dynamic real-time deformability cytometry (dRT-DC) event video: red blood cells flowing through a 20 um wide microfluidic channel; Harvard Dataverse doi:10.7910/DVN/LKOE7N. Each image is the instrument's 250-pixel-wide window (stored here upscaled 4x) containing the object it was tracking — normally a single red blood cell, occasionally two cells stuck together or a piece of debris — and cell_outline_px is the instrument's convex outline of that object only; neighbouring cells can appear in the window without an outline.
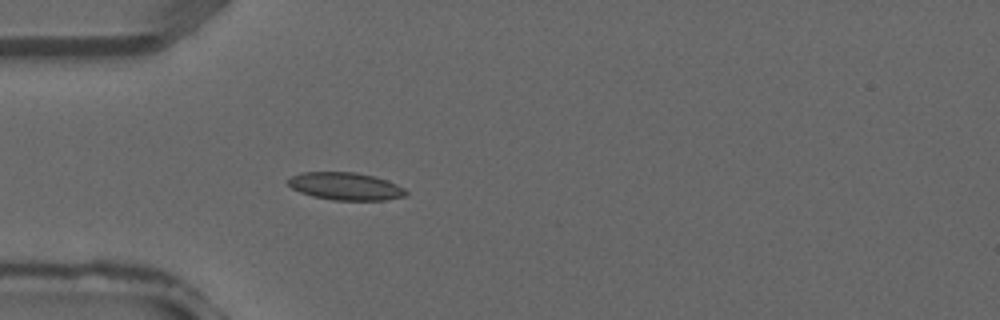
{"species": "common noctule bat (a hibernating species)", "species_latin": "Nyctalus noctula", "temperature_condition": "warm", "stored_images_in_passage": 37, "camera_frame_rate_fps": 3000, "um_per_image_px": 0.085, "animal": {"sex": "male", "forearm_length_mm": 52.5}, "frame": {"image": 1, "passage_image": 10, "time_ms": 3.0, "image_size_px": [1000, 320], "cell_outline_px": [[408, 192], [404, 196], [384, 200], [332, 200], [312, 196], [300, 192], [292, 188], [288, 184], [288, 180], [292, 176], [304, 172], [356, 172], [376, 176], [388, 180], [404, 188]], "centroid_in_image_um": [29.39, 15.83], "position_along_channel_um": 55.6, "area_um2": 18.96}}
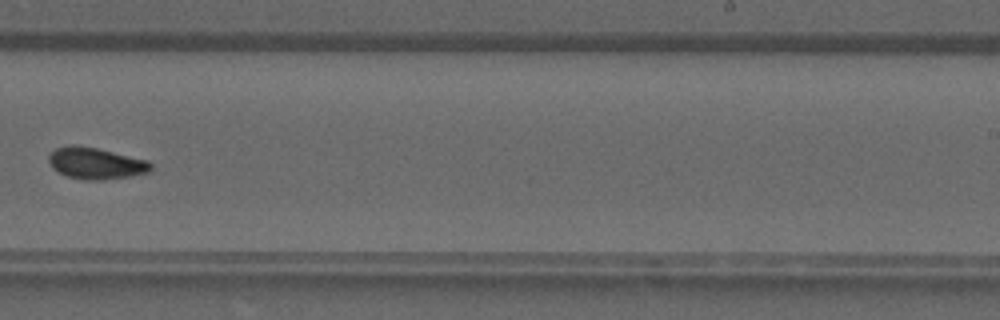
{"frame": {"image": 2, "passage_image": 23, "time_ms": 7.333, "image_size_px": [1000, 320], "cell_outline_px": [[152, 168], [148, 172], [132, 176], [96, 180], [84, 180], [68, 176], [52, 168], [48, 160], [48, 156], [56, 148], [72, 144], [76, 144], [96, 148], [148, 160], [152, 164]], "centroid_in_image_um": [8.14, 13.87], "position_along_channel_um": 280.9, "area_um2": 18.67}}
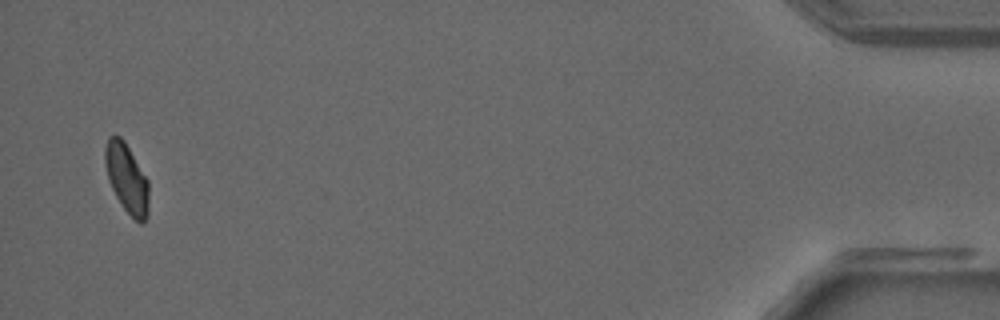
{"frame": {"image": 3, "passage_image": 36, "time_ms": 11.667, "image_size_px": [1000, 320], "cell_outline_px": [[148, 212], [144, 224], [140, 224], [124, 208], [116, 196], [108, 180], [104, 160], [104, 148], [108, 136], [120, 136], [124, 140], [148, 180]], "centroid_in_image_um": [10.76, 15.14], "position_along_channel_um": 424.4, "area_um2": 17.57}}